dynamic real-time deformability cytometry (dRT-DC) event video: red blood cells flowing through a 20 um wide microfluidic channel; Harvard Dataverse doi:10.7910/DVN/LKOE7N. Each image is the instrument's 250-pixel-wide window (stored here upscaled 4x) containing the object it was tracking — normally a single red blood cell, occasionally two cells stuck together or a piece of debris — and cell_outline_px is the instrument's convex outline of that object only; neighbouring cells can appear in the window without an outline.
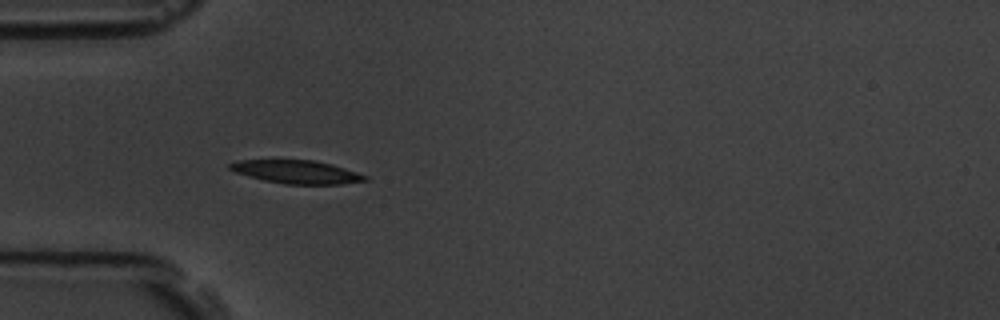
{"species": "common noctule bat (a hibernating species)", "species_latin": "Nyctalus noctula", "temperature_condition": "room temperature", "stored_images_in_passage": 41, "camera_frame_rate_fps": 3000, "um_per_image_px": 0.085, "animal": {"sex": "male", "body_mass_g": 19.5, "forearm_length_mm": 54.6}, "frame": {"image": 1, "passage_image": 1, "time_ms": 0.0, "image_size_px": [1000, 320], "cell_outline_px": [[368, 180], [340, 184], [284, 184], [264, 180], [248, 176], [236, 172], [228, 168], [228, 164], [240, 160], [312, 160], [332, 164], [368, 176]], "centroid_in_image_um": [25.21, 14.61], "position_along_channel_um": 59.8, "area_um2": 18.15}}
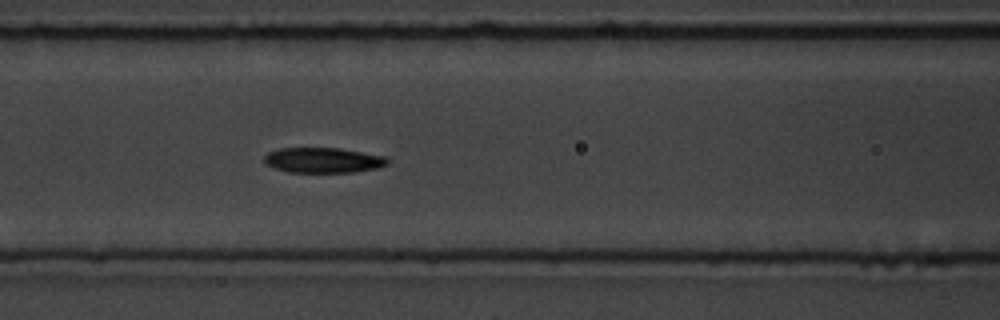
{"frame": {"image": 2, "passage_image": 8, "time_ms": 2.333, "image_size_px": [1000, 320], "cell_outline_px": [[388, 164], [376, 168], [356, 172], [288, 172], [272, 168], [264, 164], [264, 156], [268, 152], [280, 148], [340, 148], [384, 156], [388, 160]], "centroid_in_image_um": [27.42, 13.62], "position_along_channel_um": 139.2, "area_um2": 18.21}}
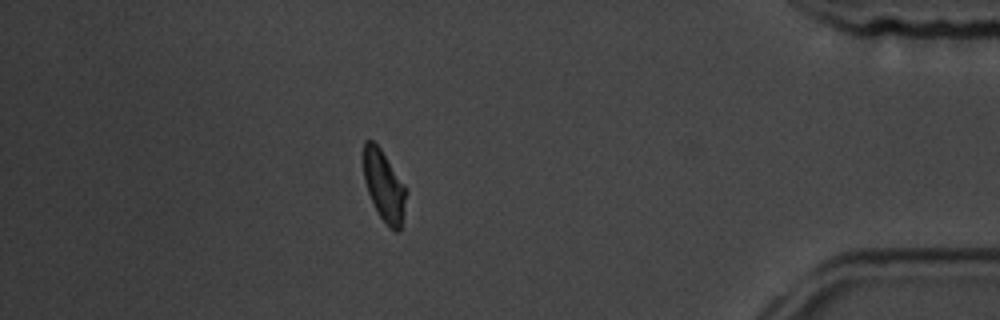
{"frame": {"image": 3, "passage_image": 34, "time_ms": 11.0, "image_size_px": [1000, 320], "cell_outline_px": [[408, 192], [400, 228], [396, 232], [380, 216], [368, 192], [364, 180], [364, 140], [372, 140], [380, 148], [404, 184]], "centroid_in_image_um": [32.65, 15.77], "position_along_channel_um": 402.5, "area_um2": 17.11}, "authors_computed_cell_mechanics": {"area_um2": 18.3804, "velocity_mm_per_s": 3.5371, "shape_relaxation_time_tau1_ms": 3.7747, "shape_relaxation_time_tau2_ms": 3.708, "deformation_change_tau1": 0.1289, "deformation_change_tau2": 0.0905}}